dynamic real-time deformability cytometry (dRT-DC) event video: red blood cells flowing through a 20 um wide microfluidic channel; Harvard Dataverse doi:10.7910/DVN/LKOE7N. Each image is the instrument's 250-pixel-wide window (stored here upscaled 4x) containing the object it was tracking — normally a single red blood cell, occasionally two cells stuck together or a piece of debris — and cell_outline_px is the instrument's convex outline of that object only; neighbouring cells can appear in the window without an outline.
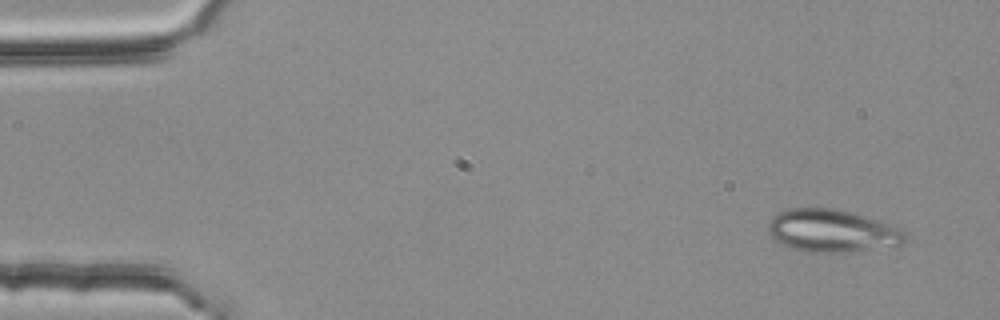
{"species": "common noctule bat (a hibernating species)", "species_latin": "Nyctalus noctula", "temperature_condition": "room temperature", "stored_images_in_passage": 4, "camera_frame_rate_fps": 3000, "um_per_image_px": 0.085, "animal": {"sex": "female", "body_mass_g": 25.1}, "frame": {"image": 1, "passage_image": 1, "time_ms": 0.0, "image_size_px": [1000, 320], "cell_outline_px": [[904, 240], [900, 248], [848, 252], [808, 252], [784, 244], [776, 240], [768, 232], [768, 224], [772, 216], [776, 212], [788, 208], [836, 208], [852, 212], [900, 228], [904, 232]], "centroid_in_image_um": [70.77, 19.63], "position_along_channel_um": 14.2, "area_um2": 34.33}}